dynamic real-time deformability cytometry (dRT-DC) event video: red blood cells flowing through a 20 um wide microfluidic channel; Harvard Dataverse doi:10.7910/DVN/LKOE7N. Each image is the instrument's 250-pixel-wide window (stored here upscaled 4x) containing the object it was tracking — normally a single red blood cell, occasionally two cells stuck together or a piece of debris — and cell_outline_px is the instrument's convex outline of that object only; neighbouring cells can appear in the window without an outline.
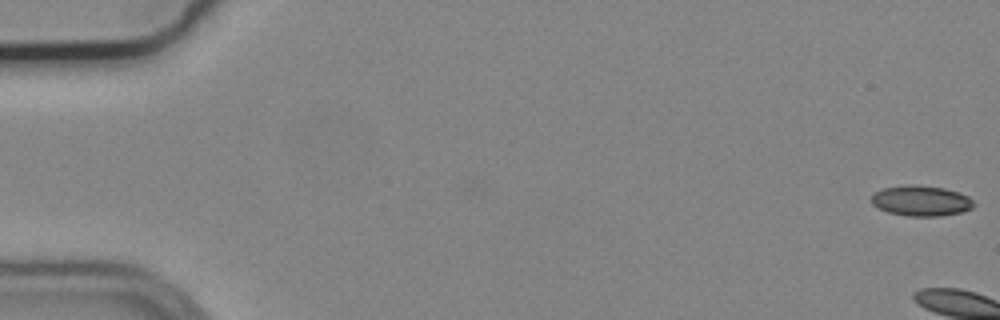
{"species": "common noctule bat (a hibernating species)", "species_latin": "Nyctalus noctula", "temperature_condition": "cold", "stored_images_in_passage": 5, "camera_frame_rate_fps": 3000, "um_per_image_px": 0.085, "animal": {"sex": "male", "body_mass_g": 19.2, "forearm_length_mm": 51.8}, "frame": {"image": 1, "passage_image": 1, "time_ms": 0.0, "image_size_px": [1000, 320], "cell_outline_px": [[976, 204], [972, 208], [964, 212], [940, 216], [908, 216], [888, 212], [872, 204], [872, 196], [876, 192], [884, 188], [908, 184], [916, 184], [944, 188], [968, 196]], "centroid_in_image_um": [78.33, 17.07], "position_along_channel_um": 6.7, "area_um2": 18.15}}